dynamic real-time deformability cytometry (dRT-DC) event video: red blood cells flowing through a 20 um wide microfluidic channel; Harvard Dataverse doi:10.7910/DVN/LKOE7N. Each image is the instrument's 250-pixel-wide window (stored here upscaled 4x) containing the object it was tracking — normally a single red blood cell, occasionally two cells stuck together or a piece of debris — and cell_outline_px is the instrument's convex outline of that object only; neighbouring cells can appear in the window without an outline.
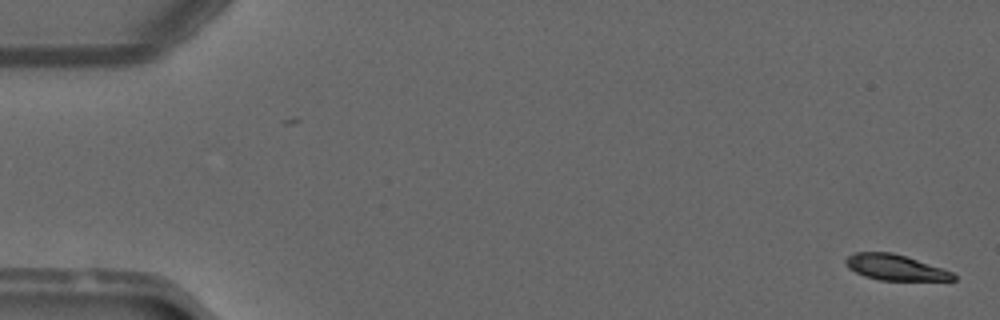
{"species": "common noctule bat (a hibernating species)", "species_latin": "Nyctalus noctula", "temperature_condition": "warm", "stored_images_in_passage": 51, "segment_of_instrument_passage": [1, 2], "camera_frame_rate_fps": 3000, "um_per_image_px": 0.085, "animal": {"sex": "male", "forearm_length_mm": 52.5}, "frame": {"image": 1, "passage_image": 1, "time_ms": 0.0, "image_size_px": [1000, 320], "cell_outline_px": [[956, 280], [880, 280], [864, 276], [848, 268], [844, 264], [844, 260], [848, 256], [856, 252], [892, 252], [952, 272], [956, 276]], "centroid_in_image_um": [76.03, 22.73], "position_along_channel_um": 9.0, "area_um2": 15.84}}
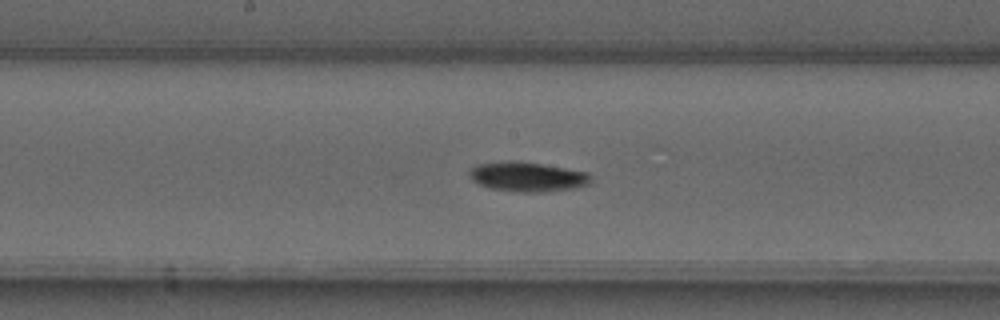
{"frame": {"image": 2, "passage_image": 26, "time_ms": 8.333, "image_size_px": [1000, 320], "cell_outline_px": [[592, 180], [588, 184], [576, 188], [548, 192], [520, 192], [488, 188], [472, 180], [468, 176], [468, 172], [476, 164], [512, 160], [540, 164], [588, 172]], "centroid_in_image_um": [44.82, 15.03], "position_along_channel_um": 203.4, "area_um2": 21.04}}
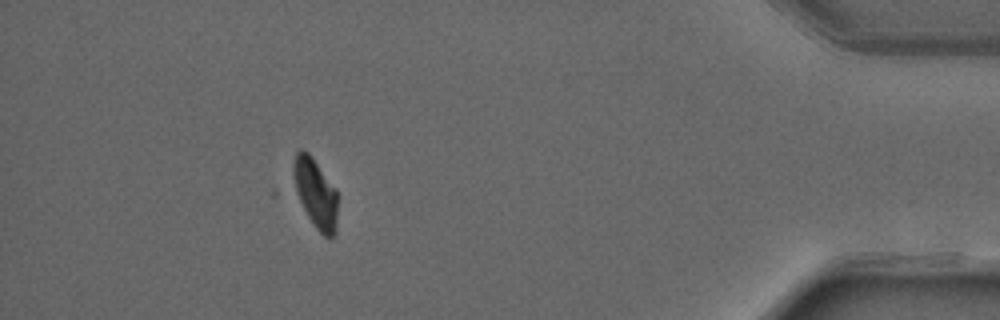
{"frame": {"image": 3, "passage_image": 45, "time_ms": 14.667, "image_size_px": [1000, 320], "cell_outline_px": [[336, 232], [332, 236], [324, 236], [316, 228], [292, 192], [292, 168], [296, 152], [300, 148], [308, 152], [336, 188]], "centroid_in_image_um": [26.74, 16.38], "position_along_channel_um": 408.5, "area_um2": 18.21}}